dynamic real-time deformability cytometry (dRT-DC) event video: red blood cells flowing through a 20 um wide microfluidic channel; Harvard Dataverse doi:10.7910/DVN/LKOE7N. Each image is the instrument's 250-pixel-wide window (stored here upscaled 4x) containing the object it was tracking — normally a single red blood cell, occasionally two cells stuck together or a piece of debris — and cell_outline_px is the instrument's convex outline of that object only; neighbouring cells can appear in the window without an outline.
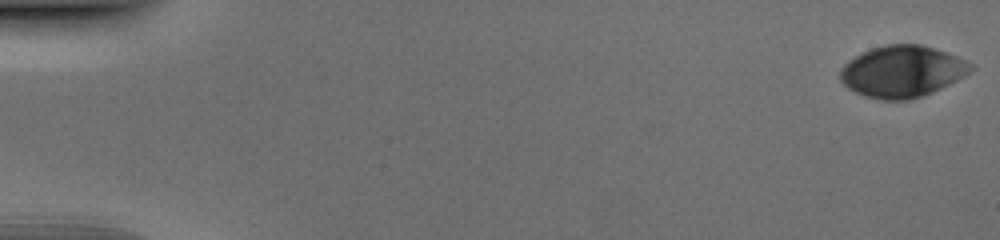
{"species": "human", "species_latin": "Homo sapiens", "temperature_condition": "cold", "stored_images_in_passage": 52, "camera_frame_rate_fps": 3000, "um_per_image_px": 0.085, "donor": {"sex": "male"}, "frame": {"image": 1, "passage_image": 1, "time_ms": 0.0, "image_size_px": [1000, 240], "cell_outline_px": [[976, 68], [964, 76], [932, 92], [908, 100], [880, 100], [864, 96], [848, 88], [840, 80], [840, 68], [848, 60], [872, 48], [884, 44], [920, 44], [956, 56], [972, 64]], "centroid_in_image_um": [76.66, 6.08], "position_along_channel_um": 8.3, "area_um2": 39.02}}
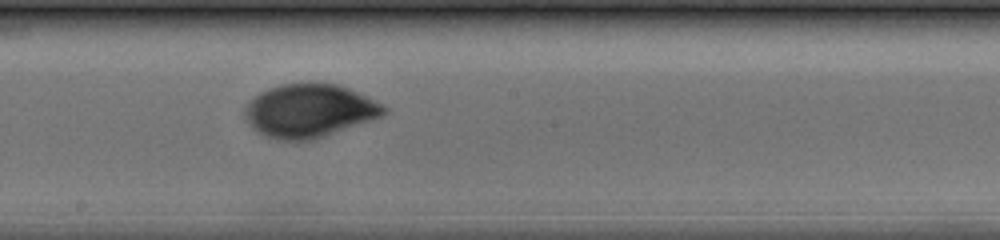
{"frame": {"image": 2, "passage_image": 30, "time_ms": 9.667, "image_size_px": [1000, 240], "cell_outline_px": [[388, 112], [384, 116], [312, 140], [276, 140], [256, 132], [244, 120], [244, 104], [248, 100], [260, 92], [268, 88], [280, 84], [308, 80], [340, 84], [388, 108]], "centroid_in_image_um": [26.23, 9.38], "position_along_channel_um": 222.0, "area_um2": 44.1}}
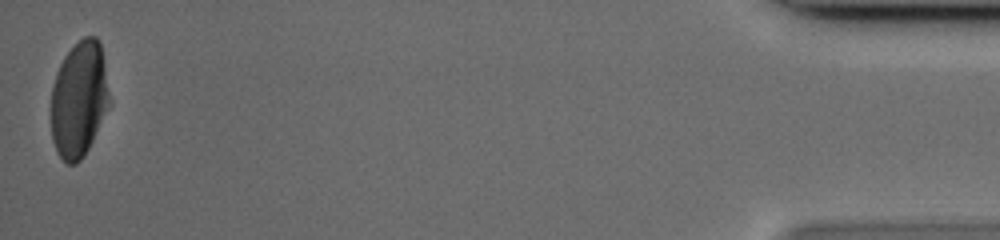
{"frame": {"image": 3, "passage_image": 52, "time_ms": 17.0, "image_size_px": [1000, 240], "cell_outline_px": [[112, 104], [84, 156], [76, 164], [68, 164], [56, 152], [52, 140], [52, 88], [56, 72], [64, 56], [84, 36], [96, 36], [100, 44]], "centroid_in_image_um": [6.74, 8.47], "position_along_channel_um": 428.5, "area_um2": 39.59}}